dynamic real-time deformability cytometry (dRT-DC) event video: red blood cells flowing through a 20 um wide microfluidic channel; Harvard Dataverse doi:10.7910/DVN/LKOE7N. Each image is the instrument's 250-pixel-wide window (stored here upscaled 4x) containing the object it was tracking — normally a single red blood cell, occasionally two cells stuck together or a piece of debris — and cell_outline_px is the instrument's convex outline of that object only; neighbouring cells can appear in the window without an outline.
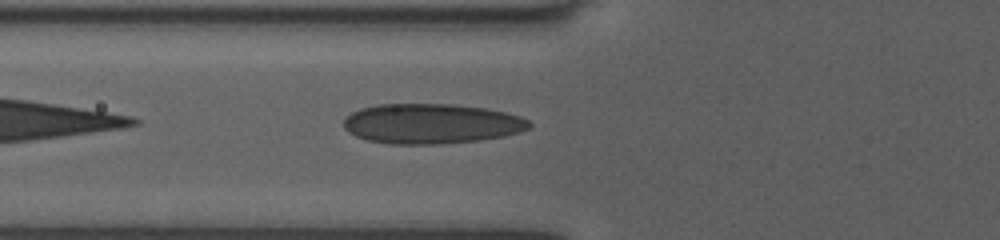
{"species": "human", "species_latin": "Homo sapiens", "temperature_condition": "room temperature", "stored_images_in_passage": 35, "camera_frame_rate_fps": 3000, "um_per_image_px": 0.085, "donor": {"sex": "female"}, "frame": {"image": 1, "passage_image": 3, "time_ms": 0.667, "image_size_px": [1000, 240], "cell_outline_px": [[532, 124], [528, 128], [504, 136], [480, 140], [440, 144], [388, 144], [368, 140], [356, 136], [348, 132], [344, 128], [344, 120], [352, 112], [360, 108], [376, 104], [452, 104], [484, 108], [504, 112], [520, 116], [528, 120]], "centroid_in_image_um": [36.63, 10.51], "position_along_channel_um": 89.2, "area_um2": 43.23}}
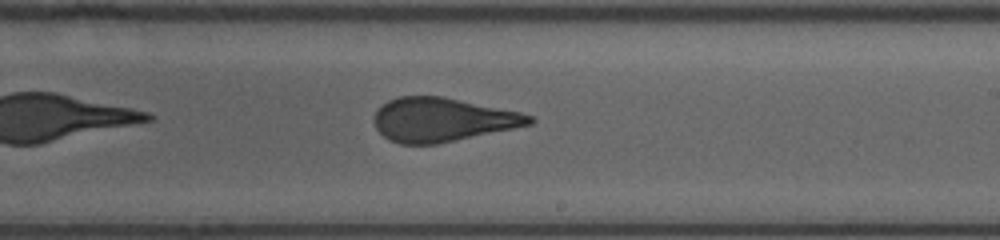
{"frame": {"image": 2, "passage_image": 15, "time_ms": 4.667, "image_size_px": [1000, 240], "cell_outline_px": [[536, 120], [532, 124], [436, 144], [400, 144], [388, 140], [376, 128], [372, 120], [376, 112], [388, 100], [400, 96], [444, 96], [520, 112], [532, 116]], "centroid_in_image_um": [37.58, 10.17], "position_along_channel_um": 251.4, "area_um2": 39.48}}
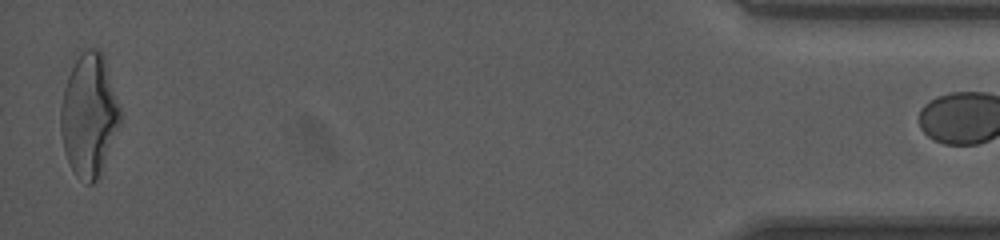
{"frame": {"image": 3, "passage_image": 34, "time_ms": 11.0, "image_size_px": [1000, 240], "cell_outline_px": [[124, 120], [100, 176], [92, 184], [88, 184], [76, 176], [68, 164], [60, 132], [60, 108], [64, 88], [68, 76], [76, 60], [88, 48], [100, 48], [104, 56], [124, 112]], "centroid_in_image_um": [7.64, 9.83], "position_along_channel_um": 427.6, "area_um2": 43.75}}